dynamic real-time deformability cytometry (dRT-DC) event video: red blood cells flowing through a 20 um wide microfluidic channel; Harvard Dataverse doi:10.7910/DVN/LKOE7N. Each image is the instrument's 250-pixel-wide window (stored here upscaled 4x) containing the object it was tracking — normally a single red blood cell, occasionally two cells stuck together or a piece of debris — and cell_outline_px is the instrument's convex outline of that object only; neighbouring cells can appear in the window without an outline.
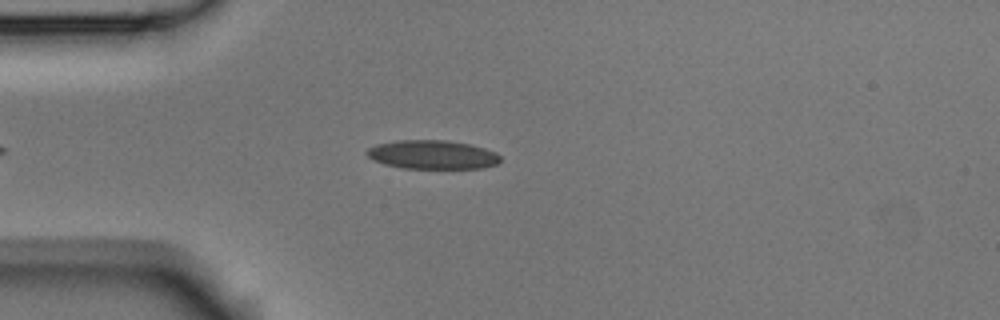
{"species": "Egyptian fruit bat (a non-hibernating species)", "species_latin": "Rousettus aegyptiacus", "temperature_condition": "room temperature", "stored_images_in_passage": 1, "camera_frame_rate_fps": 3000, "um_per_image_px": 0.085, "animal": {"sex": "male"}, "frame": {"image": 1, "passage_image": 1, "time_ms": 0.0, "image_size_px": [1000, 320], "cell_outline_px": [[500, 160], [496, 164], [480, 168], [400, 168], [384, 164], [372, 160], [364, 152], [368, 148], [376, 144], [400, 140], [444, 140], [468, 144], [484, 148], [496, 152], [500, 156]], "centroid_in_image_um": [36.71, 13.14], "position_along_channel_um": 48.3, "area_um2": 22.37}}